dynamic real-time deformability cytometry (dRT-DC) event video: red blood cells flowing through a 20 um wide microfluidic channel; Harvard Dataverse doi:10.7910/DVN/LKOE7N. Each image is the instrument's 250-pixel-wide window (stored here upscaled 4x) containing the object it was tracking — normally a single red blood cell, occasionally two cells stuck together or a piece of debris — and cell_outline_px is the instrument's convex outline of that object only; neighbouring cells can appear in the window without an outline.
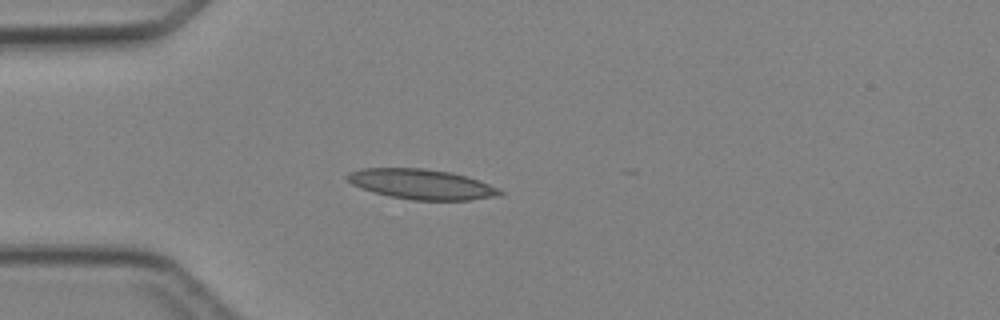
{"species": "Egyptian fruit bat (a non-hibernating species)", "species_latin": "Rousettus aegyptiacus", "temperature_condition": "cold", "stored_images_in_passage": 3, "camera_frame_rate_fps": 3000, "um_per_image_px": 0.085, "animal": {"sex": "female"}, "frame": {"image": 1, "passage_image": 3, "time_ms": 3.333, "image_size_px": [1000, 320], "cell_outline_px": [[504, 196], [468, 200], [412, 200], [388, 196], [372, 192], [360, 188], [352, 184], [344, 176], [348, 172], [360, 168], [424, 168], [452, 172], [500, 188], [504, 192]], "centroid_in_image_um": [35.82, 15.66], "position_along_channel_um": 49.2, "area_um2": 27.05}}